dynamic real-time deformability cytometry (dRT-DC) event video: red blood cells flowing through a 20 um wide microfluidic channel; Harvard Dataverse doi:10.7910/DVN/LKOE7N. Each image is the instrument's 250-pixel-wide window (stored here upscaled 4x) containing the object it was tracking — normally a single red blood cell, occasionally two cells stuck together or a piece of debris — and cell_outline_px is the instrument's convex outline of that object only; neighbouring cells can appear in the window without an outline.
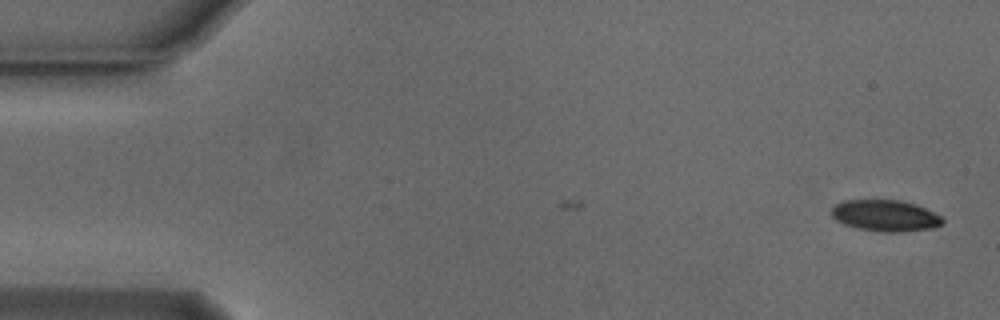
{"species": "Egyptian fruit bat (a non-hibernating species)", "species_latin": "Rousettus aegyptiacus", "temperature_condition": "cold", "stored_images_in_passage": 53, "camera_frame_rate_fps": 3000, "um_per_image_px": 0.085, "animal": {"sex": "male"}, "frame": {"image": 1, "passage_image": 1, "time_ms": 0.0, "image_size_px": [1000, 320], "cell_outline_px": [[940, 220], [936, 224], [908, 228], [880, 228], [848, 220], [840, 216], [836, 212], [836, 208], [848, 204], [900, 204], [916, 208]], "centroid_in_image_um": [75.34, 18.33], "position_along_channel_um": 9.7, "area_um2": 13.41}}
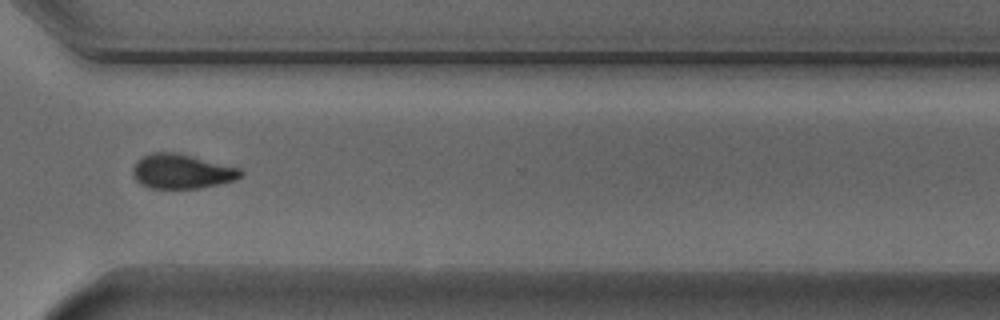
{"frame": {"image": 2, "passage_image": 39, "time_ms": 12.667, "image_size_px": [1000, 320], "cell_outline_px": [[236, 176], [220, 180], [192, 184], [160, 184], [148, 180], [140, 172], [140, 164], [148, 160], [184, 160], [236, 172]], "centroid_in_image_um": [15.47, 14.64], "position_along_channel_um": 355.1, "area_um2": 12.54}}
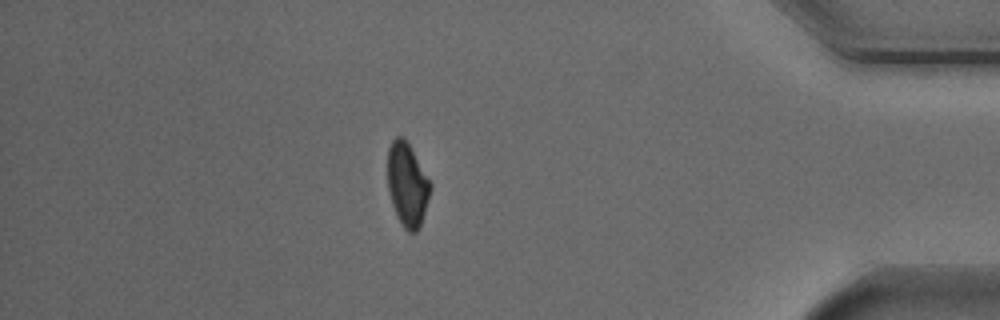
{"frame": {"image": 3, "passage_image": 46, "time_ms": 15.0, "image_size_px": [1000, 320], "cell_outline_px": [[428, 192], [416, 228], [412, 228], [404, 220], [396, 204], [392, 188], [392, 148], [396, 140], [400, 140], [408, 148], [428, 184]], "centroid_in_image_um": [34.67, 15.67], "position_along_channel_um": 400.5, "area_um2": 15.14}}